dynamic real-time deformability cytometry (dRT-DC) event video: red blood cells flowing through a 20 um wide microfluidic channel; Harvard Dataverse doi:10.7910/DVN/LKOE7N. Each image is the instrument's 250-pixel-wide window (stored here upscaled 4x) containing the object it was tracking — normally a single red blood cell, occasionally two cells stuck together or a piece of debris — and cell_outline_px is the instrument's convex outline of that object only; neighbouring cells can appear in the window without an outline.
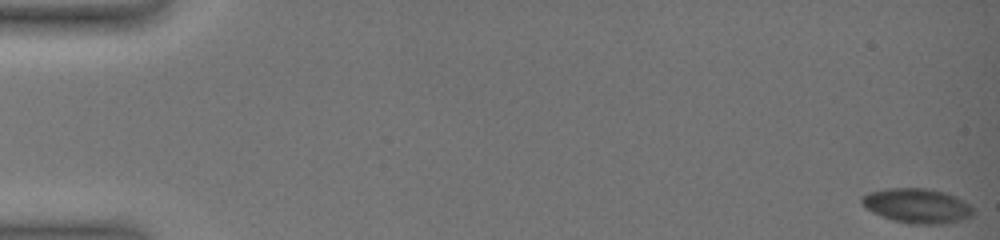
{"species": "common noctule bat (a hibernating species)", "species_latin": "Nyctalus noctula", "temperature_condition": "warm", "stored_images_in_passage": 38, "camera_frame_rate_fps": 3000, "um_per_image_px": 0.085, "animal": {"sex": "female", "body_mass_g": 19.0, "forearm_length_mm": 51.5}, "frame": {"image": 1, "passage_image": 1, "time_ms": 0.0, "image_size_px": [1000, 240], "cell_outline_px": [[972, 216], [960, 220], [944, 224], [908, 224], [892, 220], [872, 212], [860, 200], [868, 192], [888, 188], [924, 188], [944, 192], [964, 200], [972, 208]], "centroid_in_image_um": [77.96, 17.5], "position_along_channel_um": 7.0, "area_um2": 22.31}}
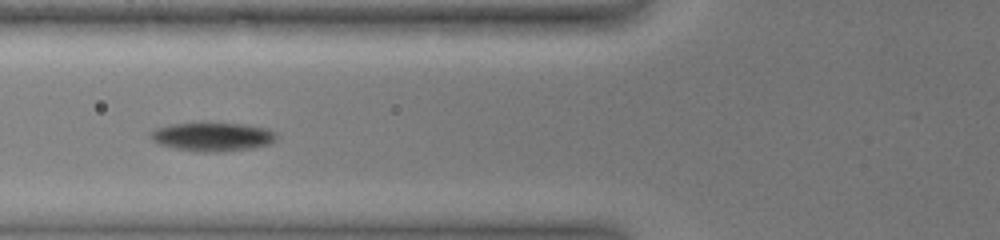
{"frame": {"image": 2, "passage_image": 22, "time_ms": 7.0, "image_size_px": [1000, 240], "cell_outline_px": [[280, 136], [272, 144], [252, 148], [224, 152], [196, 152], [176, 148], [160, 144], [152, 140], [148, 136], [156, 128], [168, 124], [204, 120], [208, 120], [248, 124], [268, 128], [276, 132]], "centroid_in_image_um": [18.12, 11.57], "position_along_channel_um": 107.7, "area_um2": 22.43}}
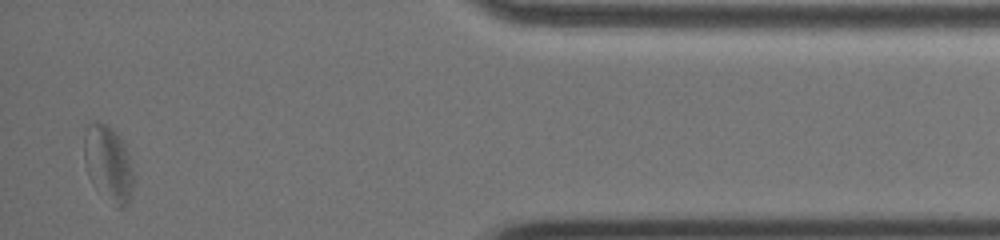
{"frame": {"image": 3, "passage_image": 38, "time_ms": 16.0, "image_size_px": [1000, 240], "cell_outline_px": [[132, 196], [124, 208], [116, 208], [92, 184], [88, 176], [84, 160], [84, 136], [88, 124], [96, 120], [112, 128], [120, 136], [128, 152], [132, 168]], "centroid_in_image_um": [9.2, 13.91], "position_along_channel_um": 426.0, "area_um2": 22.02}, "authors_computed_cell_mechanics": {"area_um2": 21.386, "velocity_mm_per_s": 3.9547, "shape_relaxation_time_tau1_ms": 0.7282, "shape_relaxation_time_tau2_ms": 2.0029, "deformation_change_tau1": 0.0535, "deformation_change_tau2": 0.0518}}